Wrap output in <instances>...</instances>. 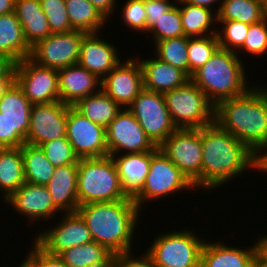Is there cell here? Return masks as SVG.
<instances>
[{"mask_svg": "<svg viewBox=\"0 0 267 267\" xmlns=\"http://www.w3.org/2000/svg\"><path fill=\"white\" fill-rule=\"evenodd\" d=\"M201 142L203 190L221 188L250 167L255 168V154L215 122L201 128Z\"/></svg>", "mask_w": 267, "mask_h": 267, "instance_id": "obj_1", "label": "cell"}, {"mask_svg": "<svg viewBox=\"0 0 267 267\" xmlns=\"http://www.w3.org/2000/svg\"><path fill=\"white\" fill-rule=\"evenodd\" d=\"M253 86L240 96L219 101L214 122L256 154L267 144V88Z\"/></svg>", "mask_w": 267, "mask_h": 267, "instance_id": "obj_2", "label": "cell"}, {"mask_svg": "<svg viewBox=\"0 0 267 267\" xmlns=\"http://www.w3.org/2000/svg\"><path fill=\"white\" fill-rule=\"evenodd\" d=\"M140 211L133 199L88 203L79 205L77 209L93 241L104 245L114 255L134 249L132 240Z\"/></svg>", "mask_w": 267, "mask_h": 267, "instance_id": "obj_3", "label": "cell"}, {"mask_svg": "<svg viewBox=\"0 0 267 267\" xmlns=\"http://www.w3.org/2000/svg\"><path fill=\"white\" fill-rule=\"evenodd\" d=\"M241 59L237 52L219 47L190 80L214 105L223 99L240 96L249 89L248 87H252L246 80L248 78Z\"/></svg>", "mask_w": 267, "mask_h": 267, "instance_id": "obj_4", "label": "cell"}, {"mask_svg": "<svg viewBox=\"0 0 267 267\" xmlns=\"http://www.w3.org/2000/svg\"><path fill=\"white\" fill-rule=\"evenodd\" d=\"M77 195L79 205L131 199L122 191L117 167L111 156L79 160Z\"/></svg>", "mask_w": 267, "mask_h": 267, "instance_id": "obj_5", "label": "cell"}, {"mask_svg": "<svg viewBox=\"0 0 267 267\" xmlns=\"http://www.w3.org/2000/svg\"><path fill=\"white\" fill-rule=\"evenodd\" d=\"M163 96L177 128H203L214 123L215 105L191 80Z\"/></svg>", "mask_w": 267, "mask_h": 267, "instance_id": "obj_6", "label": "cell"}, {"mask_svg": "<svg viewBox=\"0 0 267 267\" xmlns=\"http://www.w3.org/2000/svg\"><path fill=\"white\" fill-rule=\"evenodd\" d=\"M185 229L165 232L152 241L145 252L157 267H200L205 240Z\"/></svg>", "mask_w": 267, "mask_h": 267, "instance_id": "obj_7", "label": "cell"}, {"mask_svg": "<svg viewBox=\"0 0 267 267\" xmlns=\"http://www.w3.org/2000/svg\"><path fill=\"white\" fill-rule=\"evenodd\" d=\"M195 189L190 180L158 147L151 151V163L142 190L133 198L138 208L175 192ZM145 202V203H144Z\"/></svg>", "mask_w": 267, "mask_h": 267, "instance_id": "obj_8", "label": "cell"}, {"mask_svg": "<svg viewBox=\"0 0 267 267\" xmlns=\"http://www.w3.org/2000/svg\"><path fill=\"white\" fill-rule=\"evenodd\" d=\"M159 148L194 188H202L201 128H177Z\"/></svg>", "mask_w": 267, "mask_h": 267, "instance_id": "obj_9", "label": "cell"}, {"mask_svg": "<svg viewBox=\"0 0 267 267\" xmlns=\"http://www.w3.org/2000/svg\"><path fill=\"white\" fill-rule=\"evenodd\" d=\"M127 109L157 147L177 129L161 93L143 89Z\"/></svg>", "mask_w": 267, "mask_h": 267, "instance_id": "obj_10", "label": "cell"}, {"mask_svg": "<svg viewBox=\"0 0 267 267\" xmlns=\"http://www.w3.org/2000/svg\"><path fill=\"white\" fill-rule=\"evenodd\" d=\"M86 34L80 30L52 33L31 47L29 58L37 65L55 70L78 64L81 41Z\"/></svg>", "mask_w": 267, "mask_h": 267, "instance_id": "obj_11", "label": "cell"}, {"mask_svg": "<svg viewBox=\"0 0 267 267\" xmlns=\"http://www.w3.org/2000/svg\"><path fill=\"white\" fill-rule=\"evenodd\" d=\"M14 81L32 104L60 101L58 70L37 65L29 57L16 63Z\"/></svg>", "mask_w": 267, "mask_h": 267, "instance_id": "obj_12", "label": "cell"}, {"mask_svg": "<svg viewBox=\"0 0 267 267\" xmlns=\"http://www.w3.org/2000/svg\"><path fill=\"white\" fill-rule=\"evenodd\" d=\"M66 128V137L79 159L109 156L106 128L93 123L73 106L68 107Z\"/></svg>", "mask_w": 267, "mask_h": 267, "instance_id": "obj_13", "label": "cell"}, {"mask_svg": "<svg viewBox=\"0 0 267 267\" xmlns=\"http://www.w3.org/2000/svg\"><path fill=\"white\" fill-rule=\"evenodd\" d=\"M63 215L62 221L55 227L40 231L35 238L34 242L48 254L59 256L67 249L93 241L90 230L77 211Z\"/></svg>", "mask_w": 267, "mask_h": 267, "instance_id": "obj_14", "label": "cell"}, {"mask_svg": "<svg viewBox=\"0 0 267 267\" xmlns=\"http://www.w3.org/2000/svg\"><path fill=\"white\" fill-rule=\"evenodd\" d=\"M106 143L109 156L122 154V150L126 154L147 152L158 148L127 108L122 109L106 127Z\"/></svg>", "mask_w": 267, "mask_h": 267, "instance_id": "obj_15", "label": "cell"}, {"mask_svg": "<svg viewBox=\"0 0 267 267\" xmlns=\"http://www.w3.org/2000/svg\"><path fill=\"white\" fill-rule=\"evenodd\" d=\"M69 106L61 101L33 104L26 143L40 146L50 140L67 138L66 121Z\"/></svg>", "mask_w": 267, "mask_h": 267, "instance_id": "obj_16", "label": "cell"}, {"mask_svg": "<svg viewBox=\"0 0 267 267\" xmlns=\"http://www.w3.org/2000/svg\"><path fill=\"white\" fill-rule=\"evenodd\" d=\"M138 59L120 62L101 80V90L123 109L143 90V72Z\"/></svg>", "mask_w": 267, "mask_h": 267, "instance_id": "obj_17", "label": "cell"}, {"mask_svg": "<svg viewBox=\"0 0 267 267\" xmlns=\"http://www.w3.org/2000/svg\"><path fill=\"white\" fill-rule=\"evenodd\" d=\"M4 201L32 222H37L38 219L46 221L60 212L54 205L46 185L25 182Z\"/></svg>", "mask_w": 267, "mask_h": 267, "instance_id": "obj_18", "label": "cell"}, {"mask_svg": "<svg viewBox=\"0 0 267 267\" xmlns=\"http://www.w3.org/2000/svg\"><path fill=\"white\" fill-rule=\"evenodd\" d=\"M99 33H87L80 45L78 64L102 80L120 62L115 44L99 38Z\"/></svg>", "mask_w": 267, "mask_h": 267, "instance_id": "obj_19", "label": "cell"}, {"mask_svg": "<svg viewBox=\"0 0 267 267\" xmlns=\"http://www.w3.org/2000/svg\"><path fill=\"white\" fill-rule=\"evenodd\" d=\"M58 82L60 101L70 106L101 89V80L79 64L58 70Z\"/></svg>", "mask_w": 267, "mask_h": 267, "instance_id": "obj_20", "label": "cell"}, {"mask_svg": "<svg viewBox=\"0 0 267 267\" xmlns=\"http://www.w3.org/2000/svg\"><path fill=\"white\" fill-rule=\"evenodd\" d=\"M254 244L241 249L222 244L221 240L214 243L205 240L200 267H253L258 258L257 244Z\"/></svg>", "mask_w": 267, "mask_h": 267, "instance_id": "obj_21", "label": "cell"}, {"mask_svg": "<svg viewBox=\"0 0 267 267\" xmlns=\"http://www.w3.org/2000/svg\"><path fill=\"white\" fill-rule=\"evenodd\" d=\"M110 155L114 160L124 194L133 199L145 183L151 163V151Z\"/></svg>", "mask_w": 267, "mask_h": 267, "instance_id": "obj_22", "label": "cell"}, {"mask_svg": "<svg viewBox=\"0 0 267 267\" xmlns=\"http://www.w3.org/2000/svg\"><path fill=\"white\" fill-rule=\"evenodd\" d=\"M143 72V89L164 94L183 86L190 77L180 68L158 58L140 59Z\"/></svg>", "mask_w": 267, "mask_h": 267, "instance_id": "obj_23", "label": "cell"}, {"mask_svg": "<svg viewBox=\"0 0 267 267\" xmlns=\"http://www.w3.org/2000/svg\"><path fill=\"white\" fill-rule=\"evenodd\" d=\"M54 205L64 213L76 212L79 207L77 195V164L55 167L46 184Z\"/></svg>", "mask_w": 267, "mask_h": 267, "instance_id": "obj_24", "label": "cell"}, {"mask_svg": "<svg viewBox=\"0 0 267 267\" xmlns=\"http://www.w3.org/2000/svg\"><path fill=\"white\" fill-rule=\"evenodd\" d=\"M14 12L30 47L52 34L40 0H15Z\"/></svg>", "mask_w": 267, "mask_h": 267, "instance_id": "obj_25", "label": "cell"}, {"mask_svg": "<svg viewBox=\"0 0 267 267\" xmlns=\"http://www.w3.org/2000/svg\"><path fill=\"white\" fill-rule=\"evenodd\" d=\"M32 105L15 81L0 98V113L10 122L12 129L25 139L30 127Z\"/></svg>", "mask_w": 267, "mask_h": 267, "instance_id": "obj_26", "label": "cell"}, {"mask_svg": "<svg viewBox=\"0 0 267 267\" xmlns=\"http://www.w3.org/2000/svg\"><path fill=\"white\" fill-rule=\"evenodd\" d=\"M31 47L25 40L23 28L15 12L0 15V55L16 63L28 58Z\"/></svg>", "mask_w": 267, "mask_h": 267, "instance_id": "obj_27", "label": "cell"}, {"mask_svg": "<svg viewBox=\"0 0 267 267\" xmlns=\"http://www.w3.org/2000/svg\"><path fill=\"white\" fill-rule=\"evenodd\" d=\"M176 3L179 5L184 36L195 38L217 34V23H214L217 22V14L214 13L216 9L212 10L205 7L191 5L183 2L182 0H176ZM211 27H213L214 30Z\"/></svg>", "mask_w": 267, "mask_h": 267, "instance_id": "obj_28", "label": "cell"}, {"mask_svg": "<svg viewBox=\"0 0 267 267\" xmlns=\"http://www.w3.org/2000/svg\"><path fill=\"white\" fill-rule=\"evenodd\" d=\"M73 107L93 123L107 127L123 109L101 89L78 100Z\"/></svg>", "mask_w": 267, "mask_h": 267, "instance_id": "obj_29", "label": "cell"}, {"mask_svg": "<svg viewBox=\"0 0 267 267\" xmlns=\"http://www.w3.org/2000/svg\"><path fill=\"white\" fill-rule=\"evenodd\" d=\"M25 183L21 147L0 148V191L6 200Z\"/></svg>", "mask_w": 267, "mask_h": 267, "instance_id": "obj_30", "label": "cell"}, {"mask_svg": "<svg viewBox=\"0 0 267 267\" xmlns=\"http://www.w3.org/2000/svg\"><path fill=\"white\" fill-rule=\"evenodd\" d=\"M113 256L104 245L95 241L72 247L59 255L68 267H110Z\"/></svg>", "mask_w": 267, "mask_h": 267, "instance_id": "obj_31", "label": "cell"}, {"mask_svg": "<svg viewBox=\"0 0 267 267\" xmlns=\"http://www.w3.org/2000/svg\"><path fill=\"white\" fill-rule=\"evenodd\" d=\"M69 22L74 30L100 33L107 19L89 0H65Z\"/></svg>", "mask_w": 267, "mask_h": 267, "instance_id": "obj_32", "label": "cell"}, {"mask_svg": "<svg viewBox=\"0 0 267 267\" xmlns=\"http://www.w3.org/2000/svg\"><path fill=\"white\" fill-rule=\"evenodd\" d=\"M25 182L46 185L55 170L40 146L25 143L21 147Z\"/></svg>", "mask_w": 267, "mask_h": 267, "instance_id": "obj_33", "label": "cell"}, {"mask_svg": "<svg viewBox=\"0 0 267 267\" xmlns=\"http://www.w3.org/2000/svg\"><path fill=\"white\" fill-rule=\"evenodd\" d=\"M267 17L262 0H223L217 20H238L256 24Z\"/></svg>", "mask_w": 267, "mask_h": 267, "instance_id": "obj_34", "label": "cell"}, {"mask_svg": "<svg viewBox=\"0 0 267 267\" xmlns=\"http://www.w3.org/2000/svg\"><path fill=\"white\" fill-rule=\"evenodd\" d=\"M188 40L189 37L181 36L154 43L155 57L180 68L188 75Z\"/></svg>", "mask_w": 267, "mask_h": 267, "instance_id": "obj_35", "label": "cell"}, {"mask_svg": "<svg viewBox=\"0 0 267 267\" xmlns=\"http://www.w3.org/2000/svg\"><path fill=\"white\" fill-rule=\"evenodd\" d=\"M219 48L217 34L204 37L189 38L188 40V76L191 77L205 65Z\"/></svg>", "mask_w": 267, "mask_h": 267, "instance_id": "obj_36", "label": "cell"}, {"mask_svg": "<svg viewBox=\"0 0 267 267\" xmlns=\"http://www.w3.org/2000/svg\"><path fill=\"white\" fill-rule=\"evenodd\" d=\"M147 32L152 33L154 43L168 38L184 36L178 3L160 16Z\"/></svg>", "mask_w": 267, "mask_h": 267, "instance_id": "obj_37", "label": "cell"}, {"mask_svg": "<svg viewBox=\"0 0 267 267\" xmlns=\"http://www.w3.org/2000/svg\"><path fill=\"white\" fill-rule=\"evenodd\" d=\"M220 23L223 26V31L218 28L219 47L236 52L237 50L235 49H240L243 46L250 24L238 20H217V24Z\"/></svg>", "mask_w": 267, "mask_h": 267, "instance_id": "obj_38", "label": "cell"}, {"mask_svg": "<svg viewBox=\"0 0 267 267\" xmlns=\"http://www.w3.org/2000/svg\"><path fill=\"white\" fill-rule=\"evenodd\" d=\"M40 147L54 167L78 164L80 160L67 138L50 140Z\"/></svg>", "mask_w": 267, "mask_h": 267, "instance_id": "obj_39", "label": "cell"}, {"mask_svg": "<svg viewBox=\"0 0 267 267\" xmlns=\"http://www.w3.org/2000/svg\"><path fill=\"white\" fill-rule=\"evenodd\" d=\"M40 3L52 33L74 30L69 22L65 0H40Z\"/></svg>", "mask_w": 267, "mask_h": 267, "instance_id": "obj_40", "label": "cell"}, {"mask_svg": "<svg viewBox=\"0 0 267 267\" xmlns=\"http://www.w3.org/2000/svg\"><path fill=\"white\" fill-rule=\"evenodd\" d=\"M251 56H264L267 53V17L259 23L249 25L243 46L238 50Z\"/></svg>", "mask_w": 267, "mask_h": 267, "instance_id": "obj_41", "label": "cell"}, {"mask_svg": "<svg viewBox=\"0 0 267 267\" xmlns=\"http://www.w3.org/2000/svg\"><path fill=\"white\" fill-rule=\"evenodd\" d=\"M121 9L122 20L130 30L147 33V20L145 12V2L142 0H128Z\"/></svg>", "mask_w": 267, "mask_h": 267, "instance_id": "obj_42", "label": "cell"}, {"mask_svg": "<svg viewBox=\"0 0 267 267\" xmlns=\"http://www.w3.org/2000/svg\"><path fill=\"white\" fill-rule=\"evenodd\" d=\"M32 244L31 251L22 261L27 267H68L59 256L46 253L35 242Z\"/></svg>", "mask_w": 267, "mask_h": 267, "instance_id": "obj_43", "label": "cell"}, {"mask_svg": "<svg viewBox=\"0 0 267 267\" xmlns=\"http://www.w3.org/2000/svg\"><path fill=\"white\" fill-rule=\"evenodd\" d=\"M25 143L26 139L13 130L10 122L0 113V148L22 147Z\"/></svg>", "mask_w": 267, "mask_h": 267, "instance_id": "obj_44", "label": "cell"}, {"mask_svg": "<svg viewBox=\"0 0 267 267\" xmlns=\"http://www.w3.org/2000/svg\"><path fill=\"white\" fill-rule=\"evenodd\" d=\"M132 255V252L115 254L113 265L115 267H157L147 253L139 255L138 258Z\"/></svg>", "mask_w": 267, "mask_h": 267, "instance_id": "obj_45", "label": "cell"}, {"mask_svg": "<svg viewBox=\"0 0 267 267\" xmlns=\"http://www.w3.org/2000/svg\"><path fill=\"white\" fill-rule=\"evenodd\" d=\"M173 1V0H172ZM170 0L145 2L147 31L157 22V19L175 5Z\"/></svg>", "mask_w": 267, "mask_h": 267, "instance_id": "obj_46", "label": "cell"}, {"mask_svg": "<svg viewBox=\"0 0 267 267\" xmlns=\"http://www.w3.org/2000/svg\"><path fill=\"white\" fill-rule=\"evenodd\" d=\"M16 62L4 55H0V98L15 79Z\"/></svg>", "mask_w": 267, "mask_h": 267, "instance_id": "obj_47", "label": "cell"}, {"mask_svg": "<svg viewBox=\"0 0 267 267\" xmlns=\"http://www.w3.org/2000/svg\"><path fill=\"white\" fill-rule=\"evenodd\" d=\"M107 19L115 14L116 0H89Z\"/></svg>", "mask_w": 267, "mask_h": 267, "instance_id": "obj_48", "label": "cell"}, {"mask_svg": "<svg viewBox=\"0 0 267 267\" xmlns=\"http://www.w3.org/2000/svg\"><path fill=\"white\" fill-rule=\"evenodd\" d=\"M265 153H264V152ZM255 170L258 172H267V144L264 145L256 154H255Z\"/></svg>", "mask_w": 267, "mask_h": 267, "instance_id": "obj_49", "label": "cell"}, {"mask_svg": "<svg viewBox=\"0 0 267 267\" xmlns=\"http://www.w3.org/2000/svg\"><path fill=\"white\" fill-rule=\"evenodd\" d=\"M257 249H258V258L267 264V235L266 237L261 236L257 239Z\"/></svg>", "mask_w": 267, "mask_h": 267, "instance_id": "obj_50", "label": "cell"}, {"mask_svg": "<svg viewBox=\"0 0 267 267\" xmlns=\"http://www.w3.org/2000/svg\"><path fill=\"white\" fill-rule=\"evenodd\" d=\"M182 1L185 3H189L191 5L205 7V8L212 9V10H213V8H211V6L213 5V3L215 5V3L218 4L217 2H219L220 4L217 6V8H216L217 10L215 12L217 14L223 0H182Z\"/></svg>", "mask_w": 267, "mask_h": 267, "instance_id": "obj_51", "label": "cell"}, {"mask_svg": "<svg viewBox=\"0 0 267 267\" xmlns=\"http://www.w3.org/2000/svg\"><path fill=\"white\" fill-rule=\"evenodd\" d=\"M15 10V0H0V15L12 13Z\"/></svg>", "mask_w": 267, "mask_h": 267, "instance_id": "obj_52", "label": "cell"}, {"mask_svg": "<svg viewBox=\"0 0 267 267\" xmlns=\"http://www.w3.org/2000/svg\"><path fill=\"white\" fill-rule=\"evenodd\" d=\"M253 267H267V264L262 262L259 258L254 262Z\"/></svg>", "mask_w": 267, "mask_h": 267, "instance_id": "obj_53", "label": "cell"}, {"mask_svg": "<svg viewBox=\"0 0 267 267\" xmlns=\"http://www.w3.org/2000/svg\"><path fill=\"white\" fill-rule=\"evenodd\" d=\"M262 2H263L264 10L267 13V0H262Z\"/></svg>", "mask_w": 267, "mask_h": 267, "instance_id": "obj_54", "label": "cell"}, {"mask_svg": "<svg viewBox=\"0 0 267 267\" xmlns=\"http://www.w3.org/2000/svg\"><path fill=\"white\" fill-rule=\"evenodd\" d=\"M143 2H149V1H160V0H142ZM176 1V0H175Z\"/></svg>", "mask_w": 267, "mask_h": 267, "instance_id": "obj_55", "label": "cell"}, {"mask_svg": "<svg viewBox=\"0 0 267 267\" xmlns=\"http://www.w3.org/2000/svg\"><path fill=\"white\" fill-rule=\"evenodd\" d=\"M22 264L19 265V267H27L23 262H21Z\"/></svg>", "mask_w": 267, "mask_h": 267, "instance_id": "obj_56", "label": "cell"}]
</instances>
